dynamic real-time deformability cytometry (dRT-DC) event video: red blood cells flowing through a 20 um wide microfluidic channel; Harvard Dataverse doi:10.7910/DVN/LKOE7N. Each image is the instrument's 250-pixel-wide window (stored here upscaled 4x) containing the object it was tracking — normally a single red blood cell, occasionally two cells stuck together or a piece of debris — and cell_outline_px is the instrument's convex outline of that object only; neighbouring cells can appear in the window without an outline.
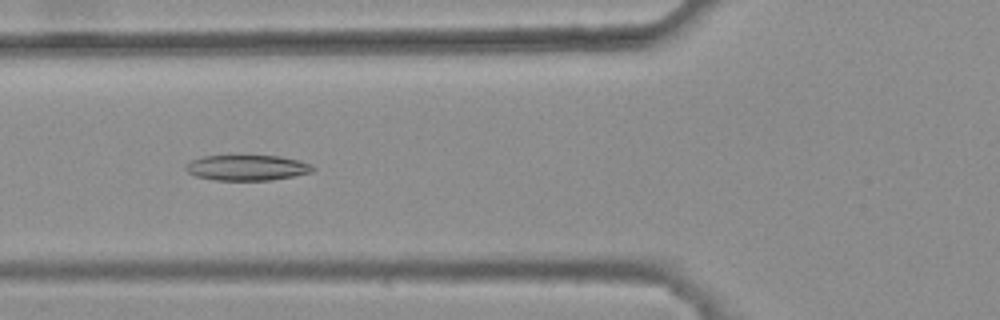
{"species": "common noctule bat (a hibernating species)", "species_latin": "Nyctalus noctula", "temperature_condition": "warm", "stored_images_in_passage": 36, "camera_frame_rate_fps": 3000, "um_per_image_px": 0.085, "animal": {"sex": "female", "body_mass_g": 25.1}, "frame": {"image": 1, "passage_image": 10, "time_ms": 3.0, "image_size_px": [1000, 320], "cell_outline_px": [[316, 168], [312, 172], [272, 180], [216, 180], [196, 176], [188, 172], [184, 168], [192, 160], [204, 156], [236, 152], [280, 156], [300, 160], [312, 164]], "centroid_in_image_um": [21.01, 14.19], "position_along_channel_um": 104.8, "area_um2": 19.88}}
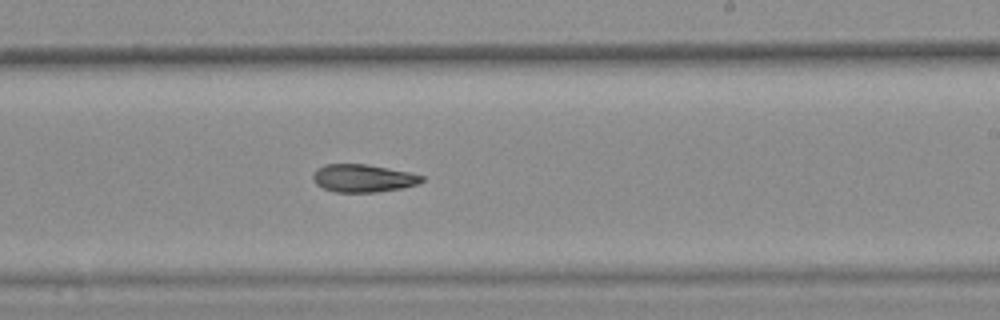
{"frame": {"image": 2, "passage_image": 22, "time_ms": 7.0, "image_size_px": [1000, 320], "cell_outline_px": [[424, 180], [416, 184], [404, 188], [376, 192], [332, 192], [316, 184], [312, 176], [316, 168], [324, 164], [368, 164], [408, 172], [424, 176]], "centroid_in_image_um": [30.84, 15.15], "position_along_channel_um": 258.2, "area_um2": 17.69}}
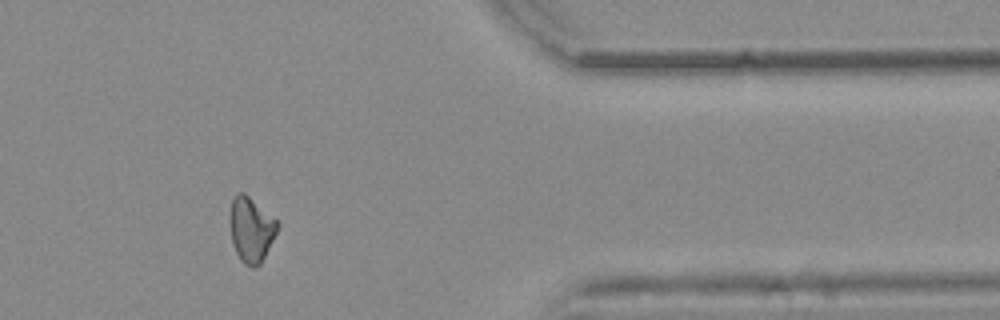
{"frame": {"image": 3, "passage_image": 34, "time_ms": 11.0, "image_size_px": [1000, 320], "cell_outline_px": [[280, 224], [260, 264], [256, 268], [252, 268], [244, 264], [240, 260], [232, 244], [232, 200], [236, 192], [244, 192], [276, 220]], "centroid_in_image_um": [21.36, 19.53], "position_along_channel_um": 390.0, "area_um2": 17.4}, "authors_computed_cell_mechanics": {"area_um2": 18.3804, "velocity_mm_per_s": 3.835, "shape_relaxation_time_tau1_ms": null, "shape_relaxation_time_tau2_ms": 10.5954, "deformation_change_tau1": null, "deformation_change_tau2": 0.2124}}